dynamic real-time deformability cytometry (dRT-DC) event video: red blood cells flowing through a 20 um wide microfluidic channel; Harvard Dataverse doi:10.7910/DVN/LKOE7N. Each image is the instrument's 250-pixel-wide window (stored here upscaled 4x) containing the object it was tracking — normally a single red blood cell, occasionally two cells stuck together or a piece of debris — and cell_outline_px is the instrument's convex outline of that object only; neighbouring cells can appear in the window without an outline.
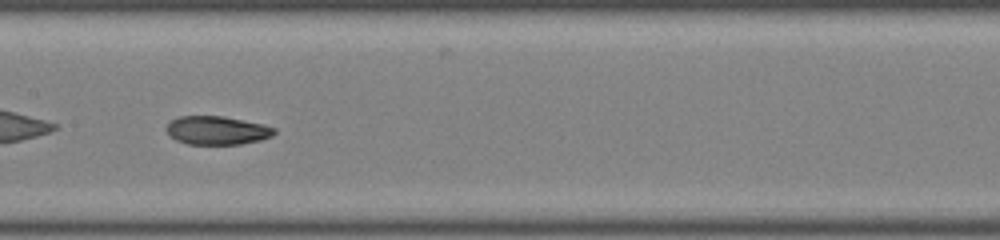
{"species": "common noctule bat (a hibernating species)", "species_latin": "Nyctalus noctula", "temperature_condition": "room temperature", "stored_images_in_passage": 32, "camera_frame_rate_fps": 3000, "um_per_image_px": 0.085, "animal": {"sex": "male", "body_mass_g": 19.0, "forearm_length_mm": 50.8}, "frame": {"image": 1, "passage_image": 10, "time_ms": 3.0, "image_size_px": [1000, 240], "cell_outline_px": [[276, 132], [272, 136], [260, 140], [240, 144], [188, 144], [176, 140], [164, 128], [172, 120], [180, 116], [224, 116], [264, 124], [276, 128]], "centroid_in_image_um": [18.47, 11.08], "position_along_channel_um": 188.9, "area_um2": 17.92}}
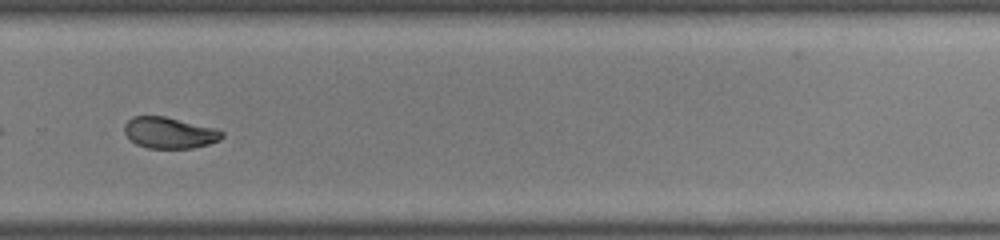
{"frame": {"image": 2, "passage_image": 19, "time_ms": 6.0, "image_size_px": [1000, 240], "cell_outline_px": [[224, 136], [220, 140], [208, 144], [192, 148], [148, 148], [136, 144], [124, 132], [124, 124], [132, 116], [164, 116], [216, 128], [224, 132]], "centroid_in_image_um": [14.41, 11.28], "position_along_channel_um": 315.4, "area_um2": 17.74}, "authors_computed_cell_mechanics": {"area_um2": 18.4093, "velocity_mm_per_s": 4.222, "shape_relaxation_time_tau1_ms": 7.6115, "shape_relaxation_time_tau2_ms": 2.639, "deformation_change_tau1": 0.175, "deformation_change_tau2": 0.0674}}